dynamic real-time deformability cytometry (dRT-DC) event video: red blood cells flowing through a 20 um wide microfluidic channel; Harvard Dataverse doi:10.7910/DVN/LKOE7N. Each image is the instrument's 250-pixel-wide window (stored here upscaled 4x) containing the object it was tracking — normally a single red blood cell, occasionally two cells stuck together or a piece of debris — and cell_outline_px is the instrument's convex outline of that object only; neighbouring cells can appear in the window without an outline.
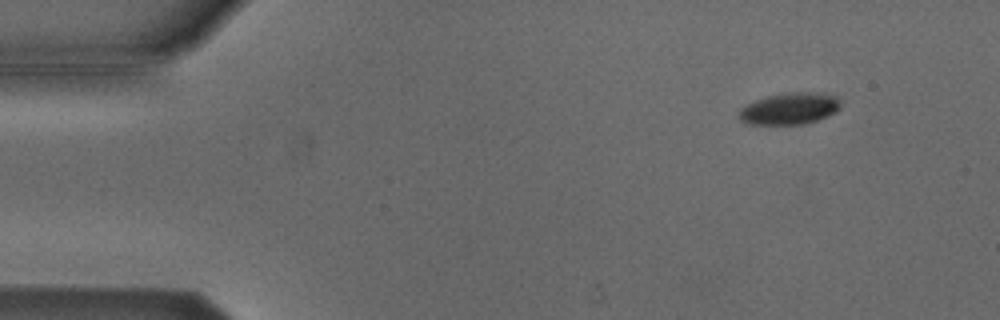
{"species": "Egyptian fruit bat (a non-hibernating species)", "species_latin": "Rousettus aegyptiacus", "temperature_condition": "cold", "stored_images_in_passage": 50, "camera_frame_rate_fps": 3000, "um_per_image_px": 0.085, "animal": {"sex": "male"}, "frame": {"image": 1, "passage_image": 1, "time_ms": 0.0, "image_size_px": [1000, 320], "cell_outline_px": [[840, 108], [836, 112], [828, 116], [804, 124], [748, 124], [740, 120], [736, 116], [740, 108], [744, 104], [768, 96], [792, 92], [824, 92], [836, 96], [840, 100]], "centroid_in_image_um": [67.11, 9.22], "position_along_channel_um": 17.9, "area_um2": 19.02}}
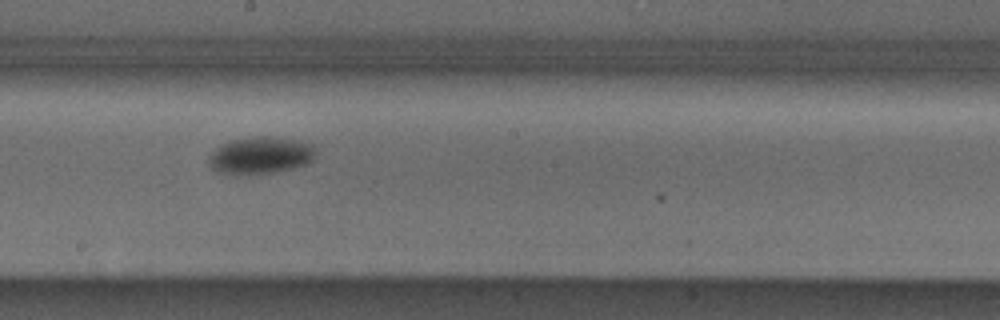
{"frame": {"image": 2, "passage_image": 25, "time_ms": 8.0, "image_size_px": [1000, 320], "cell_outline_px": [[316, 156], [308, 164], [276, 172], [216, 172], [208, 164], [208, 156], [216, 148], [232, 140], [256, 136], [276, 136], [312, 144], [316, 148]], "centroid_in_image_um": [22.2, 13.17], "position_along_channel_um": 226.0, "area_um2": 22.72}}
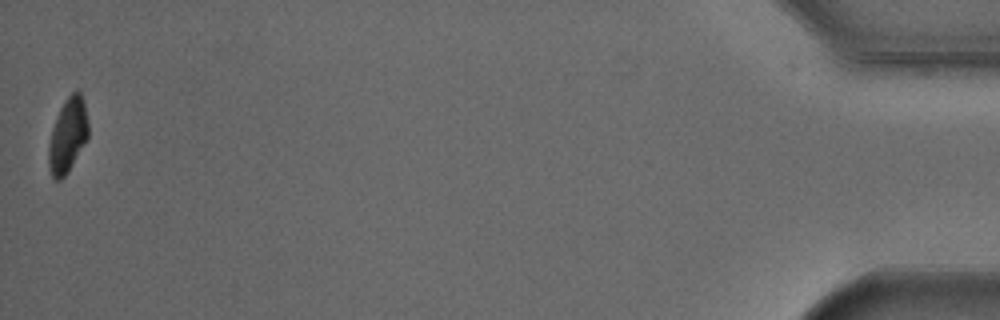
{"frame": {"image": 3, "passage_image": 49, "time_ms": 16.0, "image_size_px": [1000, 320], "cell_outline_px": [[88, 140], [68, 172], [60, 180], [56, 180], [52, 176], [48, 168], [48, 144], [52, 128], [56, 116], [64, 100], [72, 92], [80, 92], [84, 104], [88, 124]], "centroid_in_image_um": [5.74, 11.54], "position_along_channel_um": 429.5, "area_um2": 17.34}, "authors_computed_cell_mechanics": {"area_um2": 20.8369, "velocity_mm_per_s": 3.798, "shape_relaxation_time_tau1_ms": 1.5599, "shape_relaxation_time_tau2_ms": null, "deformation_change_tau1": 0.1158, "deformation_change_tau2": null}}